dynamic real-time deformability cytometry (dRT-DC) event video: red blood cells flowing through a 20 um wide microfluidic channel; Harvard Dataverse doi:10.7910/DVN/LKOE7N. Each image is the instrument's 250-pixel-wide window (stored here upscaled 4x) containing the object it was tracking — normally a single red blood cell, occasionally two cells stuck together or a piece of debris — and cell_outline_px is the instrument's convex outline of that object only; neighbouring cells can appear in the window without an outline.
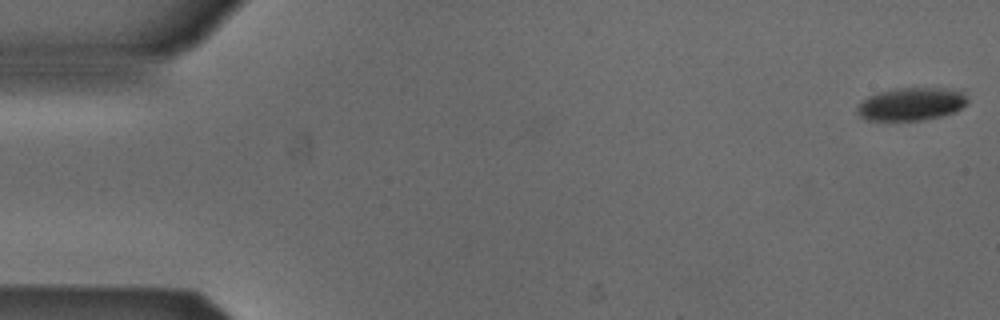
{"species": "Egyptian fruit bat (a non-hibernating species)", "species_latin": "Rousettus aegyptiacus", "temperature_condition": "cold", "stored_images_in_passage": 11, "camera_frame_rate_fps": 3000, "um_per_image_px": 0.085, "animal": {"sex": "male"}, "frame": {"image": 1, "passage_image": 1, "time_ms": 0.0, "image_size_px": [1000, 320], "cell_outline_px": [[968, 104], [952, 112], [940, 116], [924, 120], [868, 120], [860, 116], [856, 112], [856, 104], [860, 100], [868, 96], [892, 88], [944, 88], [960, 92], [968, 100]], "centroid_in_image_um": [77.38, 8.84], "position_along_channel_um": 7.6, "area_um2": 21.1}}